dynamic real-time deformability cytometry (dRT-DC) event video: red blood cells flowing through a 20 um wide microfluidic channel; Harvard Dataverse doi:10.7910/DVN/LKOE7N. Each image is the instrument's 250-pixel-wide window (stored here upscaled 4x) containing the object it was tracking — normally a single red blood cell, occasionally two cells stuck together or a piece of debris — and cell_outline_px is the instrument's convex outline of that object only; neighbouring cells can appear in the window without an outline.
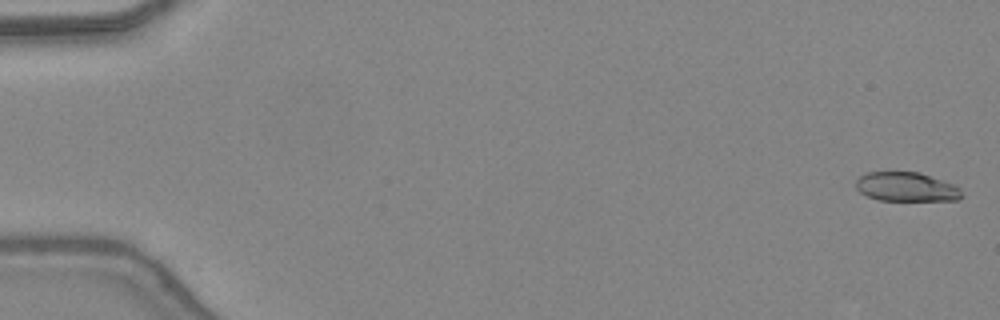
{"species": "common noctule bat (a hibernating species)", "species_latin": "Nyctalus noctula", "temperature_condition": "warm", "stored_images_in_passage": 47, "camera_frame_rate_fps": 3000, "um_per_image_px": 0.085, "animal": {"sex": "female", "body_mass_g": 24.6, "forearm_length_mm": 56.2}, "frame": {"image": 1, "passage_image": 1, "time_ms": 0.0, "image_size_px": [1000, 320], "cell_outline_px": [[964, 196], [956, 200], [880, 200], [868, 196], [860, 192], [856, 188], [856, 180], [860, 176], [868, 172], [920, 172], [952, 184], [960, 188]], "centroid_in_image_um": [77.04, 15.88], "position_along_channel_um": 8.0, "area_um2": 17.86}}
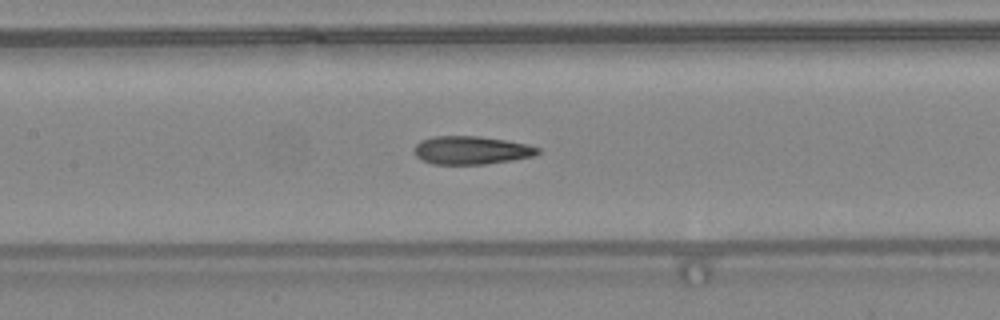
{"frame": {"image": 2, "passage_image": 23, "time_ms": 7.333, "image_size_px": [1000, 320], "cell_outline_px": [[540, 152], [536, 156], [512, 160], [484, 164], [432, 164], [420, 160], [412, 152], [412, 148], [420, 140], [432, 136], [480, 136], [528, 144], [540, 148]], "centroid_in_image_um": [40.02, 12.77], "position_along_channel_um": 167.4, "area_um2": 20.63}}
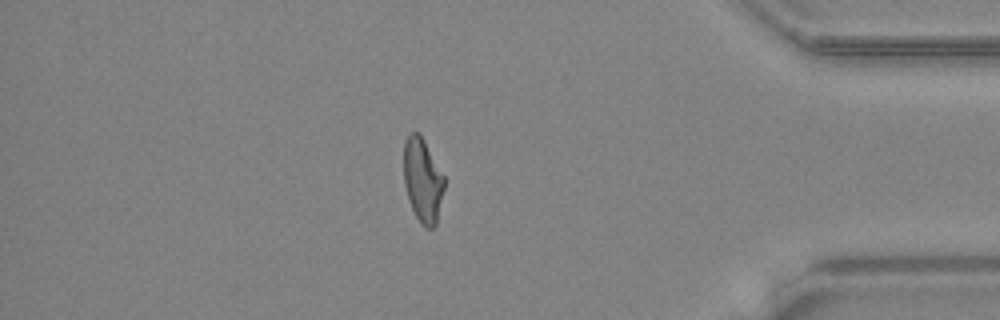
{"frame": {"image": 3, "passage_image": 41, "time_ms": 13.333, "image_size_px": [1000, 320], "cell_outline_px": [[444, 188], [436, 224], [432, 228], [424, 228], [420, 224], [412, 208], [404, 184], [404, 140], [408, 132], [420, 132], [444, 176]], "centroid_in_image_um": [35.92, 15.29], "position_along_channel_um": 399.3, "area_um2": 19.88}, "authors_computed_cell_mechanics": {"area_um2": 20.4612, "velocity_mm_per_s": 4.4266, "shape_relaxation_time_tau1_ms": 8.7552, "shape_relaxation_time_tau2_ms": 1.6361, "deformation_change_tau1": 0.2993, "deformation_change_tau2": 0.109}}